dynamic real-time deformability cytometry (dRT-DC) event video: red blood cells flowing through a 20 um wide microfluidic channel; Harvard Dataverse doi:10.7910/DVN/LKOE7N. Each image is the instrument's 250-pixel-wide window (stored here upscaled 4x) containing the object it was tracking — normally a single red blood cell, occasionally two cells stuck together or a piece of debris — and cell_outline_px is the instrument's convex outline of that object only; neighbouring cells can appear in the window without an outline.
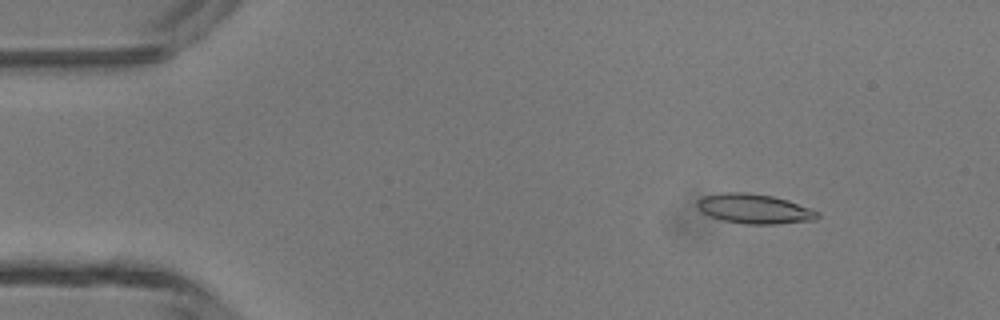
{"species": "common noctule bat (a hibernating species)", "species_latin": "Nyctalus noctula", "temperature_condition": "room temperature", "stored_images_in_passage": 47, "camera_frame_rate_fps": 3000, "um_per_image_px": 0.085, "animal": {"sex": "male", "body_mass_g": 13.3}, "frame": {"image": 1, "passage_image": 6, "time_ms": 1.667, "image_size_px": [1000, 320], "cell_outline_px": [[820, 216], [816, 220], [776, 224], [744, 224], [724, 220], [708, 216], [696, 204], [696, 200], [704, 196], [720, 192], [748, 192], [772, 196], [788, 200], [820, 212]], "centroid_in_image_um": [64.14, 17.74], "position_along_channel_um": 20.9, "area_um2": 20.87}}
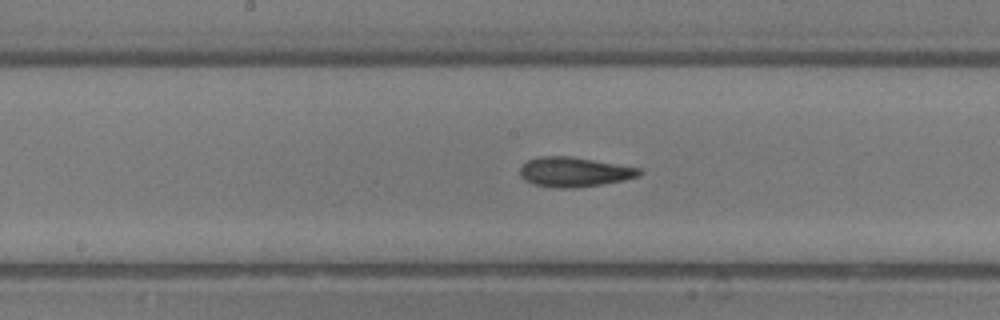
{"frame": {"image": 2, "passage_image": 24, "time_ms": 7.667, "image_size_px": [1000, 320], "cell_outline_px": [[644, 172], [640, 176], [624, 180], [600, 184], [572, 188], [556, 188], [532, 184], [524, 180], [520, 176], [520, 168], [528, 160], [540, 156], [572, 156], [640, 168]], "centroid_in_image_um": [48.81, 14.61], "position_along_channel_um": 199.4, "area_um2": 20.69}}
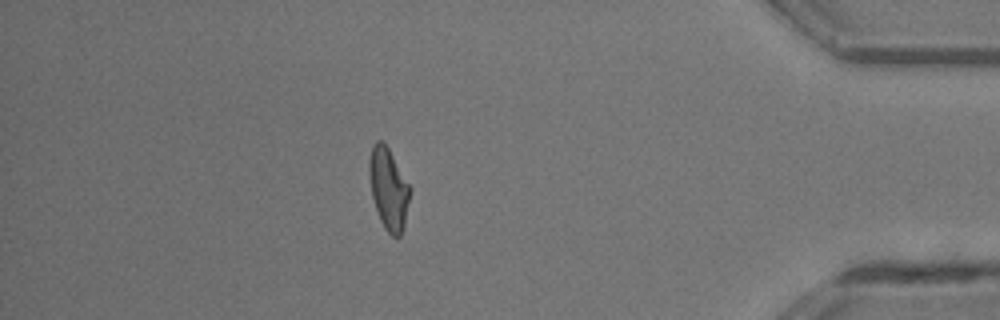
{"frame": {"image": 3, "passage_image": 41, "time_ms": 13.333, "image_size_px": [1000, 320], "cell_outline_px": [[412, 188], [404, 224], [400, 236], [392, 236], [384, 228], [380, 220], [372, 196], [368, 172], [368, 160], [372, 144], [376, 140], [380, 140], [388, 148]], "centroid_in_image_um": [33.02, 16.02], "position_along_channel_um": 402.2, "area_um2": 19.42}, "authors_computed_cell_mechanics": {"area_um2": 19.8832, "velocity_mm_per_s": 4.3833, "shape_relaxation_time_tau1_ms": 11.3797, "shape_relaxation_time_tau2_ms": 3.0574, "deformation_change_tau1": 0.2746, "deformation_change_tau2": 0.1102}}